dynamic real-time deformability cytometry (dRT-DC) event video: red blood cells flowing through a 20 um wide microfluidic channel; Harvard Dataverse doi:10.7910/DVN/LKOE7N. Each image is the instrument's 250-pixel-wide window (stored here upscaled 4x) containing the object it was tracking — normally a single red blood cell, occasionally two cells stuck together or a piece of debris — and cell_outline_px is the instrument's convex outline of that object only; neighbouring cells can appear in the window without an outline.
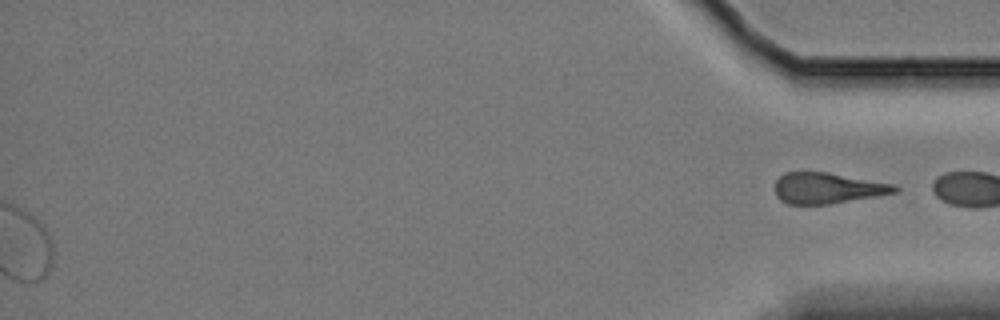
{"species": "Egyptian fruit bat (a non-hibernating species)", "species_latin": "Rousettus aegyptiacus", "temperature_condition": "cold", "stored_images_in_passage": 57, "segment_of_instrument_passage": [2, 2], "camera_frame_rate_fps": 3000, "um_per_image_px": 0.085, "animal": {"sex": "female"}, "frame": {"image": 1, "passage_image": 57, "time_ms": 18.667, "image_size_px": [1000, 320], "cell_outline_px": [[900, 188], [896, 192], [876, 196], [828, 204], [788, 204], [780, 200], [776, 196], [776, 180], [784, 172], [828, 172], [892, 184]], "centroid_in_image_um": [70.3, 15.99], "position_along_channel_um": 364.9, "area_um2": 21.33}}